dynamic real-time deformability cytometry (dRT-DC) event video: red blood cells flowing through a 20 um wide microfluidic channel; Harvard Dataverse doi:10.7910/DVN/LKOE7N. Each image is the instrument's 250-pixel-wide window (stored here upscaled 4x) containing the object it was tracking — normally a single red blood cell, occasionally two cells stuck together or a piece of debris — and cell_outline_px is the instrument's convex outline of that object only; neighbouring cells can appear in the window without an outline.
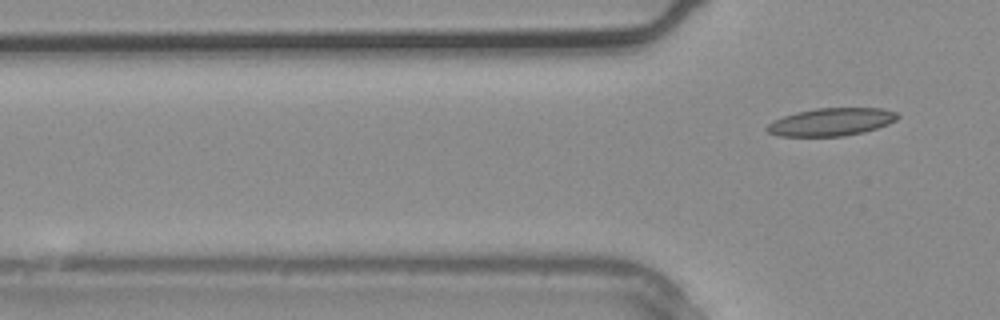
{"species": "common noctule bat (a hibernating species)", "species_latin": "Nyctalus noctula", "temperature_condition": "warm", "stored_images_in_passage": 3, "camera_frame_rate_fps": 3000, "um_per_image_px": 0.085, "animal": {"sex": "male", "body_mass_g": 20.4}, "frame": {"image": 1, "passage_image": 3, "time_ms": 0.667, "image_size_px": [1000, 320], "cell_outline_px": [[900, 116], [896, 120], [888, 124], [864, 132], [844, 136], [780, 136], [768, 132], [764, 128], [768, 124], [784, 116], [796, 112], [816, 108], [884, 108], [896, 112]], "centroid_in_image_um": [70.68, 10.36], "position_along_channel_um": 55.1, "area_um2": 21.1}}